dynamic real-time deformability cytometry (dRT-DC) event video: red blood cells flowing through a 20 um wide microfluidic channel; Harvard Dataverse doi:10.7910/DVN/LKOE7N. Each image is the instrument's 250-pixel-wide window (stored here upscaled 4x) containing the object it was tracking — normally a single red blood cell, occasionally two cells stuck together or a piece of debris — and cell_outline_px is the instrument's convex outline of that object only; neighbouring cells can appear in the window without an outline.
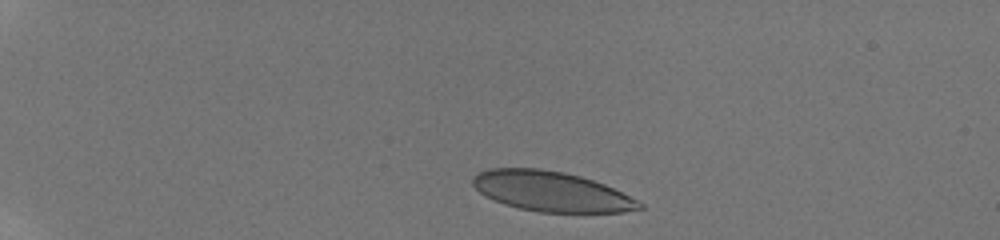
{"species": "human", "species_latin": "Homo sapiens", "temperature_condition": "room temperature", "stored_images_in_passage": 15, "camera_frame_rate_fps": 3000, "um_per_image_px": 0.085, "donor": {"sex": "male"}, "frame": {"image": 1, "passage_image": 1, "time_ms": 0.0, "image_size_px": [1000, 240], "cell_outline_px": [[644, 208], [624, 212], [540, 212], [520, 208], [504, 204], [480, 192], [472, 184], [472, 176], [488, 168], [540, 168], [564, 172], [580, 176], [604, 184], [644, 204]], "centroid_in_image_um": [46.85, 16.26], "position_along_channel_um": 38.2, "area_um2": 38.49}}
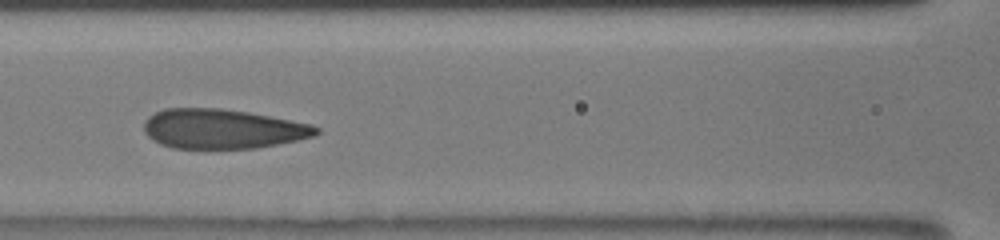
{"frame": {"image": 2, "passage_image": 6, "time_ms": 5.0, "image_size_px": [1000, 240], "cell_outline_px": [[320, 132], [316, 136], [256, 148], [172, 148], [160, 144], [152, 140], [144, 132], [144, 120], [148, 116], [164, 108], [220, 108], [248, 112], [312, 124], [320, 128]], "centroid_in_image_um": [18.9, 10.95], "position_along_channel_um": 147.7, "area_um2": 39.82}}
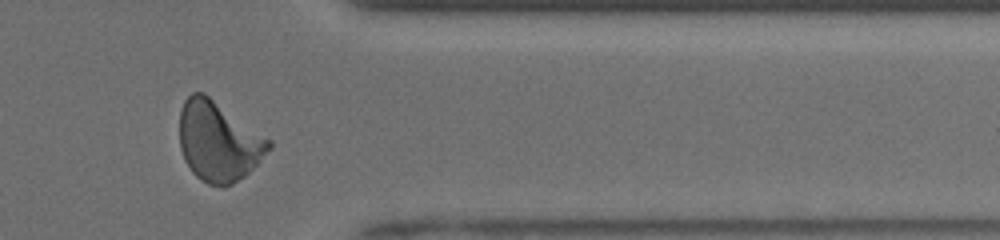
{"frame": {"image": 3, "passage_image": 12, "time_ms": 11.333, "image_size_px": [1000, 240], "cell_outline_px": [[272, 148], [244, 176], [232, 184], [208, 184], [200, 180], [192, 172], [184, 160], [180, 148], [180, 108], [184, 100], [192, 92], [204, 92], [272, 140]], "centroid_in_image_um": [18.56, 11.98], "position_along_channel_um": 392.8, "area_um2": 41.5}, "authors_computed_cell_mechanics": {"area_um2": 40.0554, "velocity_mm_per_s": 3.9604, "shape_relaxation_time_tau1_ms": 7.4445, "shape_relaxation_time_tau2_ms": 0.0261, "deformation_change_tau1": 0.2056, "deformation_change_tau2": 0.0379}}